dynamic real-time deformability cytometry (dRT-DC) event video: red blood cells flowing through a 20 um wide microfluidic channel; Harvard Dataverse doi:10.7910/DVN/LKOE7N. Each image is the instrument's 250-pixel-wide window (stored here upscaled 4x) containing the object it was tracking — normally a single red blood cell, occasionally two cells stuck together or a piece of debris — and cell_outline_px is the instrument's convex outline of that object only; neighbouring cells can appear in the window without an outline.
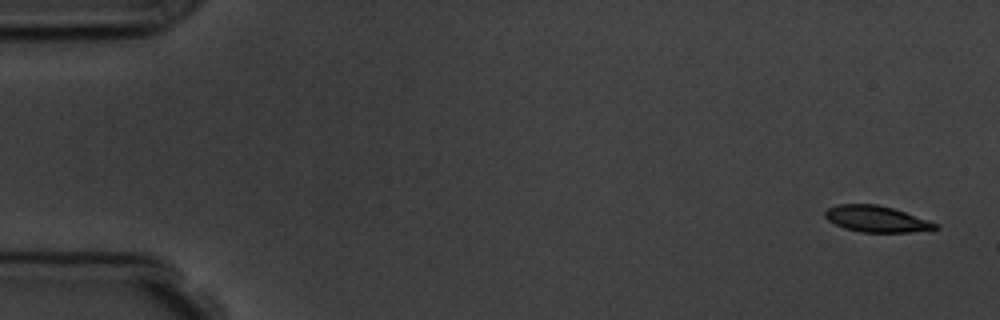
{"species": "common noctule bat (a hibernating species)", "species_latin": "Nyctalus noctula", "temperature_condition": "room temperature", "stored_images_in_passage": 5, "segment_of_instrument_passage": [1, 2], "camera_frame_rate_fps": 3000, "um_per_image_px": 0.085, "animal": {"sex": "male", "body_mass_g": 19.5, "forearm_length_mm": 54.6}, "frame": {"image": 1, "passage_image": 1, "time_ms": 0.0, "image_size_px": [1000, 320], "cell_outline_px": [[940, 228], [908, 232], [860, 232], [844, 228], [828, 220], [824, 216], [824, 212], [828, 208], [836, 204], [876, 204], [892, 208], [940, 224]], "centroid_in_image_um": [74.48, 18.61], "position_along_channel_um": 10.5, "area_um2": 16.76}}
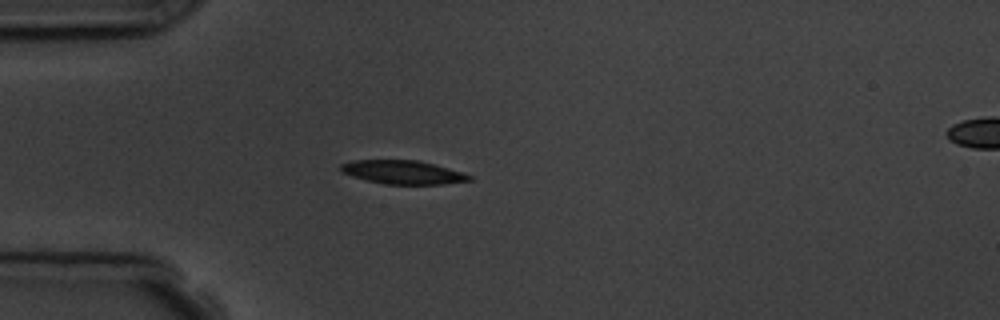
{"frame": {"image": 2, "passage_image": 4, "time_ms": 4.333, "image_size_px": [1000, 320], "cell_outline_px": [[472, 180], [440, 184], [384, 184], [352, 176], [340, 172], [340, 164], [352, 160], [416, 160], [464, 172], [472, 176]], "centroid_in_image_um": [34.22, 14.63], "position_along_channel_um": 50.8, "area_um2": 17.57}}